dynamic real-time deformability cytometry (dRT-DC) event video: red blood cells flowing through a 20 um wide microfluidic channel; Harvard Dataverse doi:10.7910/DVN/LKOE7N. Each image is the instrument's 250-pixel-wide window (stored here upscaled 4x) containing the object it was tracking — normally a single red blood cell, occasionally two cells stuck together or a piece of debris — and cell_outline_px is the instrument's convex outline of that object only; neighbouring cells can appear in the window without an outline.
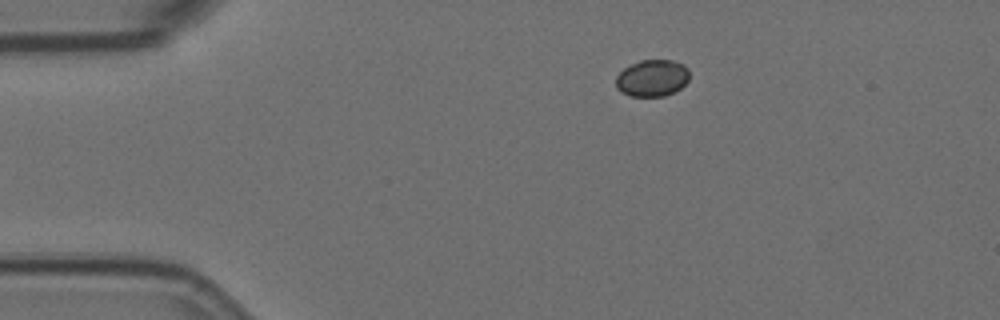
{"species": "Egyptian fruit bat (a non-hibernating species)", "species_latin": "Rousettus aegyptiacus", "temperature_condition": "room temperature", "stored_images_in_passage": 4, "camera_frame_rate_fps": 3000, "um_per_image_px": 0.085, "animal": {"sex": "female"}, "frame": {"image": 1, "passage_image": 4, "time_ms": 1.0, "image_size_px": [1000, 320], "cell_outline_px": [[688, 80], [680, 88], [664, 96], [632, 96], [620, 92], [616, 88], [616, 76], [624, 68], [640, 60], [672, 60], [684, 64], [688, 68]], "centroid_in_image_um": [55.42, 6.63], "position_along_channel_um": 29.6, "area_um2": 15.72}}